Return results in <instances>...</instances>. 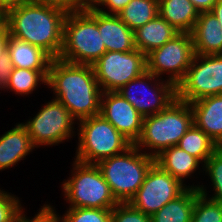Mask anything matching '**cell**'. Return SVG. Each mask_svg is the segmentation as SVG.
I'll list each match as a JSON object with an SVG mask.
<instances>
[{
	"mask_svg": "<svg viewBox=\"0 0 222 222\" xmlns=\"http://www.w3.org/2000/svg\"><path fill=\"white\" fill-rule=\"evenodd\" d=\"M74 119L82 120L100 114L102 90L92 65L73 64L52 59L47 84Z\"/></svg>",
	"mask_w": 222,
	"mask_h": 222,
	"instance_id": "6da1fadb",
	"label": "cell"
},
{
	"mask_svg": "<svg viewBox=\"0 0 222 222\" xmlns=\"http://www.w3.org/2000/svg\"><path fill=\"white\" fill-rule=\"evenodd\" d=\"M67 13L59 8L27 1L4 14L9 36L40 47L53 59L63 46V24Z\"/></svg>",
	"mask_w": 222,
	"mask_h": 222,
	"instance_id": "7a4b0ae2",
	"label": "cell"
},
{
	"mask_svg": "<svg viewBox=\"0 0 222 222\" xmlns=\"http://www.w3.org/2000/svg\"><path fill=\"white\" fill-rule=\"evenodd\" d=\"M106 47L97 26L93 6L80 12L67 13L63 24V46L59 58L73 64L93 65Z\"/></svg>",
	"mask_w": 222,
	"mask_h": 222,
	"instance_id": "3957f363",
	"label": "cell"
},
{
	"mask_svg": "<svg viewBox=\"0 0 222 222\" xmlns=\"http://www.w3.org/2000/svg\"><path fill=\"white\" fill-rule=\"evenodd\" d=\"M193 124L190 104L176 98L159 113L143 117L142 131L134 145L154 149L149 155L155 158L164 149L177 146Z\"/></svg>",
	"mask_w": 222,
	"mask_h": 222,
	"instance_id": "277c9868",
	"label": "cell"
},
{
	"mask_svg": "<svg viewBox=\"0 0 222 222\" xmlns=\"http://www.w3.org/2000/svg\"><path fill=\"white\" fill-rule=\"evenodd\" d=\"M154 162L155 158L149 153H141L135 145H131L123 153L104 159L96 165L116 201L129 203Z\"/></svg>",
	"mask_w": 222,
	"mask_h": 222,
	"instance_id": "5b68a950",
	"label": "cell"
},
{
	"mask_svg": "<svg viewBox=\"0 0 222 222\" xmlns=\"http://www.w3.org/2000/svg\"><path fill=\"white\" fill-rule=\"evenodd\" d=\"M78 149L75 160L85 164L123 153L132 144L101 114L79 120Z\"/></svg>",
	"mask_w": 222,
	"mask_h": 222,
	"instance_id": "8992f818",
	"label": "cell"
},
{
	"mask_svg": "<svg viewBox=\"0 0 222 222\" xmlns=\"http://www.w3.org/2000/svg\"><path fill=\"white\" fill-rule=\"evenodd\" d=\"M73 169L72 178L62 184L70 207L113 209L118 204L96 164L75 160Z\"/></svg>",
	"mask_w": 222,
	"mask_h": 222,
	"instance_id": "52a82bcc",
	"label": "cell"
},
{
	"mask_svg": "<svg viewBox=\"0 0 222 222\" xmlns=\"http://www.w3.org/2000/svg\"><path fill=\"white\" fill-rule=\"evenodd\" d=\"M220 94H222V54H195L184 78L176 86V98L192 103L203 97Z\"/></svg>",
	"mask_w": 222,
	"mask_h": 222,
	"instance_id": "ba28073f",
	"label": "cell"
},
{
	"mask_svg": "<svg viewBox=\"0 0 222 222\" xmlns=\"http://www.w3.org/2000/svg\"><path fill=\"white\" fill-rule=\"evenodd\" d=\"M92 67L102 92H117L146 71V55L138 49L106 51Z\"/></svg>",
	"mask_w": 222,
	"mask_h": 222,
	"instance_id": "9c48e42d",
	"label": "cell"
},
{
	"mask_svg": "<svg viewBox=\"0 0 222 222\" xmlns=\"http://www.w3.org/2000/svg\"><path fill=\"white\" fill-rule=\"evenodd\" d=\"M194 55L191 33H179L163 46L146 54V71L158 78L169 72L168 81L177 86L184 78Z\"/></svg>",
	"mask_w": 222,
	"mask_h": 222,
	"instance_id": "30bf717a",
	"label": "cell"
},
{
	"mask_svg": "<svg viewBox=\"0 0 222 222\" xmlns=\"http://www.w3.org/2000/svg\"><path fill=\"white\" fill-rule=\"evenodd\" d=\"M186 188L187 186L154 162L129 203L144 214L152 216Z\"/></svg>",
	"mask_w": 222,
	"mask_h": 222,
	"instance_id": "8fae6325",
	"label": "cell"
},
{
	"mask_svg": "<svg viewBox=\"0 0 222 222\" xmlns=\"http://www.w3.org/2000/svg\"><path fill=\"white\" fill-rule=\"evenodd\" d=\"M74 120L64 105L53 99L23 125L34 147L43 144L51 146L61 143L73 134Z\"/></svg>",
	"mask_w": 222,
	"mask_h": 222,
	"instance_id": "7c38bea8",
	"label": "cell"
},
{
	"mask_svg": "<svg viewBox=\"0 0 222 222\" xmlns=\"http://www.w3.org/2000/svg\"><path fill=\"white\" fill-rule=\"evenodd\" d=\"M154 78L157 77L152 73L145 71L142 75L129 81L117 91L123 98L130 102L143 117L159 113L176 99V86L168 80L166 83L155 81V88L152 89V86L149 88L150 86H148L149 83L147 82L152 81V79L156 80ZM137 85H141V88ZM135 86H137V88H135ZM133 88H135L134 92L132 90ZM139 91L141 92V97L137 96ZM148 91L152 94H149ZM145 93L148 95V97L150 96V98L145 99L146 97L143 96ZM151 96L153 97L152 99Z\"/></svg>",
	"mask_w": 222,
	"mask_h": 222,
	"instance_id": "4fadbf2b",
	"label": "cell"
},
{
	"mask_svg": "<svg viewBox=\"0 0 222 222\" xmlns=\"http://www.w3.org/2000/svg\"><path fill=\"white\" fill-rule=\"evenodd\" d=\"M100 114L132 145L142 131L143 116L118 92H102Z\"/></svg>",
	"mask_w": 222,
	"mask_h": 222,
	"instance_id": "5bb4252c",
	"label": "cell"
},
{
	"mask_svg": "<svg viewBox=\"0 0 222 222\" xmlns=\"http://www.w3.org/2000/svg\"><path fill=\"white\" fill-rule=\"evenodd\" d=\"M189 104L194 125L222 147V94L203 97Z\"/></svg>",
	"mask_w": 222,
	"mask_h": 222,
	"instance_id": "9a60e30c",
	"label": "cell"
},
{
	"mask_svg": "<svg viewBox=\"0 0 222 222\" xmlns=\"http://www.w3.org/2000/svg\"><path fill=\"white\" fill-rule=\"evenodd\" d=\"M97 26L106 51H133L134 32L115 14H105L97 10Z\"/></svg>",
	"mask_w": 222,
	"mask_h": 222,
	"instance_id": "2e32d148",
	"label": "cell"
},
{
	"mask_svg": "<svg viewBox=\"0 0 222 222\" xmlns=\"http://www.w3.org/2000/svg\"><path fill=\"white\" fill-rule=\"evenodd\" d=\"M191 36L195 54H222V29L218 19L211 12L200 13Z\"/></svg>",
	"mask_w": 222,
	"mask_h": 222,
	"instance_id": "e0dca14e",
	"label": "cell"
},
{
	"mask_svg": "<svg viewBox=\"0 0 222 222\" xmlns=\"http://www.w3.org/2000/svg\"><path fill=\"white\" fill-rule=\"evenodd\" d=\"M34 148L26 127L17 124L0 137V170L15 165Z\"/></svg>",
	"mask_w": 222,
	"mask_h": 222,
	"instance_id": "ac0fdd59",
	"label": "cell"
},
{
	"mask_svg": "<svg viewBox=\"0 0 222 222\" xmlns=\"http://www.w3.org/2000/svg\"><path fill=\"white\" fill-rule=\"evenodd\" d=\"M178 32L160 15L134 31L135 48L148 54L153 49L163 46L172 40Z\"/></svg>",
	"mask_w": 222,
	"mask_h": 222,
	"instance_id": "d6986e66",
	"label": "cell"
},
{
	"mask_svg": "<svg viewBox=\"0 0 222 222\" xmlns=\"http://www.w3.org/2000/svg\"><path fill=\"white\" fill-rule=\"evenodd\" d=\"M7 52L14 68L30 70H49L52 57L40 47L18 40L12 36L8 38Z\"/></svg>",
	"mask_w": 222,
	"mask_h": 222,
	"instance_id": "ffe728a7",
	"label": "cell"
},
{
	"mask_svg": "<svg viewBox=\"0 0 222 222\" xmlns=\"http://www.w3.org/2000/svg\"><path fill=\"white\" fill-rule=\"evenodd\" d=\"M159 15L180 33H191L200 13L190 0H159Z\"/></svg>",
	"mask_w": 222,
	"mask_h": 222,
	"instance_id": "44dd1931",
	"label": "cell"
},
{
	"mask_svg": "<svg viewBox=\"0 0 222 222\" xmlns=\"http://www.w3.org/2000/svg\"><path fill=\"white\" fill-rule=\"evenodd\" d=\"M198 188L187 187L178 197L151 216L152 222H192Z\"/></svg>",
	"mask_w": 222,
	"mask_h": 222,
	"instance_id": "7402d4cb",
	"label": "cell"
},
{
	"mask_svg": "<svg viewBox=\"0 0 222 222\" xmlns=\"http://www.w3.org/2000/svg\"><path fill=\"white\" fill-rule=\"evenodd\" d=\"M200 160L190 155L178 146H172L164 149L155 157V163L163 170L167 171L173 177L183 183V178L194 173L200 165Z\"/></svg>",
	"mask_w": 222,
	"mask_h": 222,
	"instance_id": "603a6c76",
	"label": "cell"
},
{
	"mask_svg": "<svg viewBox=\"0 0 222 222\" xmlns=\"http://www.w3.org/2000/svg\"><path fill=\"white\" fill-rule=\"evenodd\" d=\"M159 15V0H131L118 14L134 32Z\"/></svg>",
	"mask_w": 222,
	"mask_h": 222,
	"instance_id": "cb8c5ba5",
	"label": "cell"
},
{
	"mask_svg": "<svg viewBox=\"0 0 222 222\" xmlns=\"http://www.w3.org/2000/svg\"><path fill=\"white\" fill-rule=\"evenodd\" d=\"M177 146L204 164L218 148V145L194 124L181 137Z\"/></svg>",
	"mask_w": 222,
	"mask_h": 222,
	"instance_id": "d4e9b609",
	"label": "cell"
},
{
	"mask_svg": "<svg viewBox=\"0 0 222 222\" xmlns=\"http://www.w3.org/2000/svg\"><path fill=\"white\" fill-rule=\"evenodd\" d=\"M48 71L14 68L10 74L7 89L15 91L16 94L28 95L37 87L39 81L47 84Z\"/></svg>",
	"mask_w": 222,
	"mask_h": 222,
	"instance_id": "484cf974",
	"label": "cell"
},
{
	"mask_svg": "<svg viewBox=\"0 0 222 222\" xmlns=\"http://www.w3.org/2000/svg\"><path fill=\"white\" fill-rule=\"evenodd\" d=\"M206 168V173H209L212 185L214 186L215 194L211 198L207 197L206 189L200 186H195L198 188L199 193L216 202L222 203V147H218L211 157L203 164Z\"/></svg>",
	"mask_w": 222,
	"mask_h": 222,
	"instance_id": "4316f807",
	"label": "cell"
},
{
	"mask_svg": "<svg viewBox=\"0 0 222 222\" xmlns=\"http://www.w3.org/2000/svg\"><path fill=\"white\" fill-rule=\"evenodd\" d=\"M62 222H111L112 209L69 207L63 218L54 212L52 206L46 205Z\"/></svg>",
	"mask_w": 222,
	"mask_h": 222,
	"instance_id": "83f0119b",
	"label": "cell"
},
{
	"mask_svg": "<svg viewBox=\"0 0 222 222\" xmlns=\"http://www.w3.org/2000/svg\"><path fill=\"white\" fill-rule=\"evenodd\" d=\"M192 222H222V203L199 194L195 200Z\"/></svg>",
	"mask_w": 222,
	"mask_h": 222,
	"instance_id": "f1b7e54d",
	"label": "cell"
},
{
	"mask_svg": "<svg viewBox=\"0 0 222 222\" xmlns=\"http://www.w3.org/2000/svg\"><path fill=\"white\" fill-rule=\"evenodd\" d=\"M0 190V222H18L22 215V207L17 197Z\"/></svg>",
	"mask_w": 222,
	"mask_h": 222,
	"instance_id": "f546056e",
	"label": "cell"
},
{
	"mask_svg": "<svg viewBox=\"0 0 222 222\" xmlns=\"http://www.w3.org/2000/svg\"><path fill=\"white\" fill-rule=\"evenodd\" d=\"M111 222H152L151 216L134 208L130 203H118L111 214Z\"/></svg>",
	"mask_w": 222,
	"mask_h": 222,
	"instance_id": "4dcf8cb0",
	"label": "cell"
},
{
	"mask_svg": "<svg viewBox=\"0 0 222 222\" xmlns=\"http://www.w3.org/2000/svg\"><path fill=\"white\" fill-rule=\"evenodd\" d=\"M31 1L62 9L66 13L80 12L87 8V6L81 0H31Z\"/></svg>",
	"mask_w": 222,
	"mask_h": 222,
	"instance_id": "1f68e13d",
	"label": "cell"
},
{
	"mask_svg": "<svg viewBox=\"0 0 222 222\" xmlns=\"http://www.w3.org/2000/svg\"><path fill=\"white\" fill-rule=\"evenodd\" d=\"M130 1L131 0H96V2L92 6L99 12L118 15L122 11V9L128 5ZM97 5H105L106 7H108L107 9H109L111 12L99 8Z\"/></svg>",
	"mask_w": 222,
	"mask_h": 222,
	"instance_id": "d6a6232c",
	"label": "cell"
},
{
	"mask_svg": "<svg viewBox=\"0 0 222 222\" xmlns=\"http://www.w3.org/2000/svg\"><path fill=\"white\" fill-rule=\"evenodd\" d=\"M14 67L9 53L6 51L0 56V88L7 89L8 80Z\"/></svg>",
	"mask_w": 222,
	"mask_h": 222,
	"instance_id": "836d02e7",
	"label": "cell"
},
{
	"mask_svg": "<svg viewBox=\"0 0 222 222\" xmlns=\"http://www.w3.org/2000/svg\"><path fill=\"white\" fill-rule=\"evenodd\" d=\"M199 13L211 12L218 0H190Z\"/></svg>",
	"mask_w": 222,
	"mask_h": 222,
	"instance_id": "e575fe53",
	"label": "cell"
},
{
	"mask_svg": "<svg viewBox=\"0 0 222 222\" xmlns=\"http://www.w3.org/2000/svg\"><path fill=\"white\" fill-rule=\"evenodd\" d=\"M9 32L4 20L0 23V56L7 51Z\"/></svg>",
	"mask_w": 222,
	"mask_h": 222,
	"instance_id": "d590c367",
	"label": "cell"
},
{
	"mask_svg": "<svg viewBox=\"0 0 222 222\" xmlns=\"http://www.w3.org/2000/svg\"><path fill=\"white\" fill-rule=\"evenodd\" d=\"M27 1L30 0H0V12L4 15L10 9H13Z\"/></svg>",
	"mask_w": 222,
	"mask_h": 222,
	"instance_id": "8d00e7d4",
	"label": "cell"
},
{
	"mask_svg": "<svg viewBox=\"0 0 222 222\" xmlns=\"http://www.w3.org/2000/svg\"><path fill=\"white\" fill-rule=\"evenodd\" d=\"M42 222H62V221H60V219L46 205H43Z\"/></svg>",
	"mask_w": 222,
	"mask_h": 222,
	"instance_id": "74e56055",
	"label": "cell"
},
{
	"mask_svg": "<svg viewBox=\"0 0 222 222\" xmlns=\"http://www.w3.org/2000/svg\"><path fill=\"white\" fill-rule=\"evenodd\" d=\"M211 13L218 19L222 29V0H218L216 5L211 10Z\"/></svg>",
	"mask_w": 222,
	"mask_h": 222,
	"instance_id": "f35d334b",
	"label": "cell"
},
{
	"mask_svg": "<svg viewBox=\"0 0 222 222\" xmlns=\"http://www.w3.org/2000/svg\"><path fill=\"white\" fill-rule=\"evenodd\" d=\"M39 211L40 212L32 219H26L27 217H25L24 214V216L18 222H42V208Z\"/></svg>",
	"mask_w": 222,
	"mask_h": 222,
	"instance_id": "ab89813d",
	"label": "cell"
},
{
	"mask_svg": "<svg viewBox=\"0 0 222 222\" xmlns=\"http://www.w3.org/2000/svg\"><path fill=\"white\" fill-rule=\"evenodd\" d=\"M86 6H92L96 0H81Z\"/></svg>",
	"mask_w": 222,
	"mask_h": 222,
	"instance_id": "60d3db41",
	"label": "cell"
},
{
	"mask_svg": "<svg viewBox=\"0 0 222 222\" xmlns=\"http://www.w3.org/2000/svg\"><path fill=\"white\" fill-rule=\"evenodd\" d=\"M4 20V15L0 12V23Z\"/></svg>",
	"mask_w": 222,
	"mask_h": 222,
	"instance_id": "b9f144b4",
	"label": "cell"
}]
</instances>
